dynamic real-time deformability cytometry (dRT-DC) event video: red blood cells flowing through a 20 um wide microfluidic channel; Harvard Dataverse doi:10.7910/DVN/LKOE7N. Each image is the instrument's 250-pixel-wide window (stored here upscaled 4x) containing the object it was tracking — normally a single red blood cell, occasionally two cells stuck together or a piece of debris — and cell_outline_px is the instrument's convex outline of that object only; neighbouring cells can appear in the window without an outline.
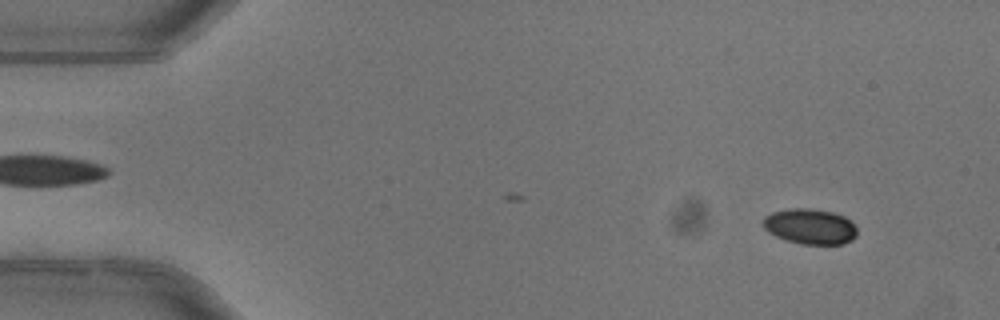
{"species": "common noctule bat (a hibernating species)", "species_latin": "Nyctalus noctula", "temperature_condition": "warm", "stored_images_in_passage": 5, "segment_of_instrument_passage": [2, 2], "camera_frame_rate_fps": 3000, "um_per_image_px": 0.085, "animal": {"sex": "female"}, "frame": {"image": 1, "passage_image": 5, "time_ms": 1.333, "image_size_px": [1000, 320], "cell_outline_px": [[856, 236], [852, 240], [840, 244], [800, 244], [776, 236], [768, 232], [764, 228], [764, 216], [772, 212], [788, 208], [808, 208], [832, 212], [844, 216], [852, 220], [856, 228]], "centroid_in_image_um": [68.87, 19.24], "position_along_channel_um": 16.1, "area_um2": 19.42}}